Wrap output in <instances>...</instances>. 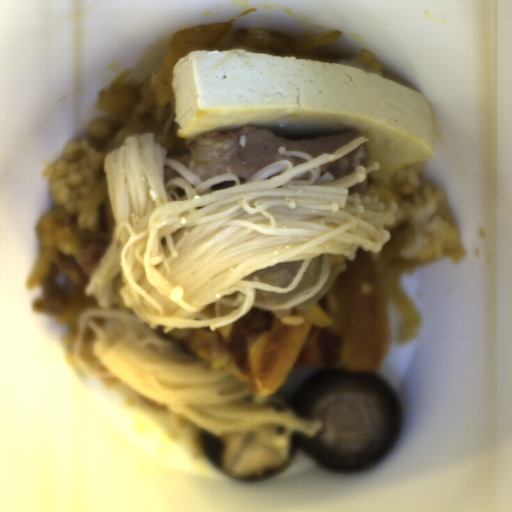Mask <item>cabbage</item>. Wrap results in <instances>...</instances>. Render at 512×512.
I'll return each mask as SVG.
<instances>
[{
	"label": "cabbage",
	"instance_id": "cabbage-2",
	"mask_svg": "<svg viewBox=\"0 0 512 512\" xmlns=\"http://www.w3.org/2000/svg\"><path fill=\"white\" fill-rule=\"evenodd\" d=\"M302 263V259L281 262L273 266L252 271L245 275V279L286 289L292 284Z\"/></svg>",
	"mask_w": 512,
	"mask_h": 512
},
{
	"label": "cabbage",
	"instance_id": "cabbage-1",
	"mask_svg": "<svg viewBox=\"0 0 512 512\" xmlns=\"http://www.w3.org/2000/svg\"><path fill=\"white\" fill-rule=\"evenodd\" d=\"M325 261L323 256L311 258L309 265L300 279L298 285L286 293H274L256 289L253 293L257 304L280 305L291 301L298 294L314 286L324 272Z\"/></svg>",
	"mask_w": 512,
	"mask_h": 512
}]
</instances>
